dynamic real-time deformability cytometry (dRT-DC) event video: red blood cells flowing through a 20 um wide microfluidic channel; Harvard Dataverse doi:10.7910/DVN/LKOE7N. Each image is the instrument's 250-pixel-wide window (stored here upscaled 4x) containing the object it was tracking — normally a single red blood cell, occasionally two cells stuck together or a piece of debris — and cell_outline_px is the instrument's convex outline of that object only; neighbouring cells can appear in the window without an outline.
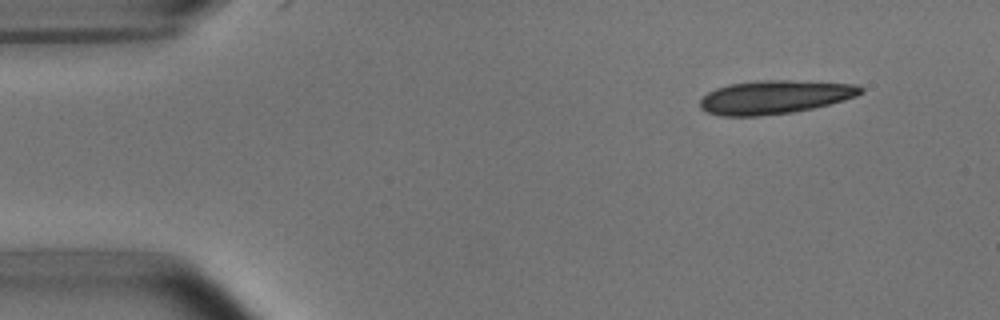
{"species": "common noctule bat (a hibernating species)", "species_latin": "Nyctalus noctula", "temperature_condition": "room temperature", "stored_images_in_passage": 6, "camera_frame_rate_fps": 3000, "um_per_image_px": 0.085, "animal": {"sex": "male", "body_mass_g": 15.6}, "frame": {"image": 1, "passage_image": 2, "time_ms": 1.0, "image_size_px": [1000, 320], "cell_outline_px": [[864, 92], [856, 96], [844, 100], [812, 108], [792, 112], [756, 116], [724, 116], [708, 112], [700, 108], [700, 100], [708, 92], [716, 88], [728, 84], [760, 80], [788, 80], [856, 84], [864, 88]], "centroid_in_image_um": [65.86, 8.24], "position_along_channel_um": 19.1, "area_um2": 31.27}}